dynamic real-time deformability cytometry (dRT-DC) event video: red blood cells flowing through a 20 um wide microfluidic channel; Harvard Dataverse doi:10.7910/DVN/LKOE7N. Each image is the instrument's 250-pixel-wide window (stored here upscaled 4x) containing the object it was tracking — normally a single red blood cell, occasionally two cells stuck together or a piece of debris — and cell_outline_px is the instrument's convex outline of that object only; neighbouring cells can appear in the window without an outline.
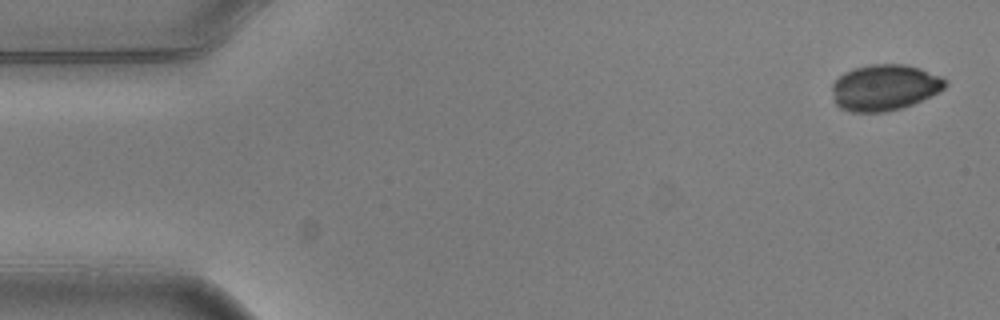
{"species": "common noctule bat (a hibernating species)", "species_latin": "Nyctalus noctula", "temperature_condition": "warm", "stored_images_in_passage": 4, "camera_frame_rate_fps": 3000, "um_per_image_px": 0.085, "animal": {"sex": "male", "body_mass_g": 20.5, "forearm_length_mm": 52.5}, "frame": {"image": 1, "passage_image": 1, "time_ms": 0.0, "image_size_px": [1000, 320], "cell_outline_px": [[948, 84], [940, 92], [912, 104], [900, 108], [884, 112], [852, 112], [840, 108], [836, 104], [832, 92], [832, 84], [844, 72], [856, 68], [872, 64], [904, 64], [920, 68], [940, 76], [948, 80]], "centroid_in_image_um": [75.21, 7.44], "position_along_channel_um": 9.8, "area_um2": 30.35}}